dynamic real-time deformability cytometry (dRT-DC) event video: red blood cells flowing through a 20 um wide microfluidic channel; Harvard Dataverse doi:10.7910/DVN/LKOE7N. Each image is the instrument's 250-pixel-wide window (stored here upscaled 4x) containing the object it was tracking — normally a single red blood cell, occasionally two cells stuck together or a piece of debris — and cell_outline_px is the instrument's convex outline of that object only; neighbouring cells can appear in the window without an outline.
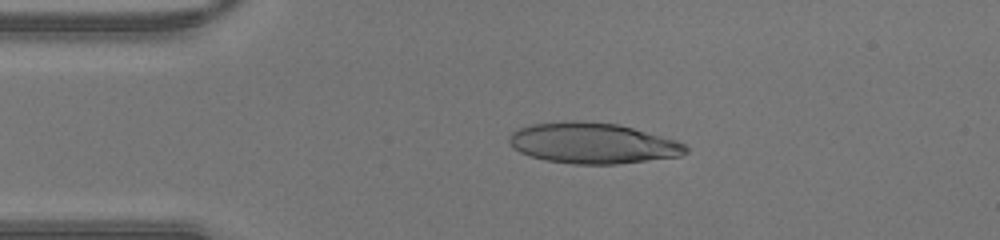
{"species": "human", "species_latin": "Homo sapiens", "temperature_condition": "warm", "stored_images_in_passage": 37, "camera_frame_rate_fps": 3000, "um_per_image_px": 0.085, "donor": {"sex": "male"}, "frame": {"image": 1, "passage_image": 2, "time_ms": 0.333, "image_size_px": [1000, 240], "cell_outline_px": [[688, 152], [680, 156], [616, 164], [572, 164], [544, 160], [520, 152], [512, 148], [508, 140], [508, 136], [512, 132], [520, 128], [532, 124], [564, 120], [580, 120], [616, 124], [632, 128], [676, 140], [684, 144], [688, 148]], "centroid_in_image_um": [50.34, 12.17], "position_along_channel_um": 34.7, "area_um2": 41.96}}
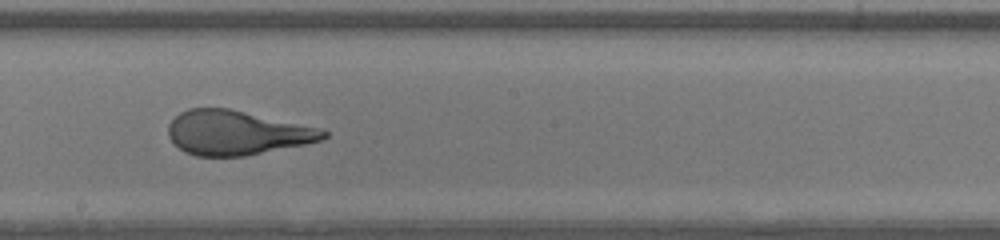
{"frame": {"image": 2, "passage_image": 17, "time_ms": 5.333, "image_size_px": [1000, 240], "cell_outline_px": [[328, 136], [324, 140], [244, 156], [196, 156], [184, 152], [168, 136], [168, 124], [180, 112], [188, 108], [228, 108], [320, 128], [328, 132]], "centroid_in_image_um": [20.11, 11.28], "position_along_channel_um": 228.1, "area_um2": 39.88}}
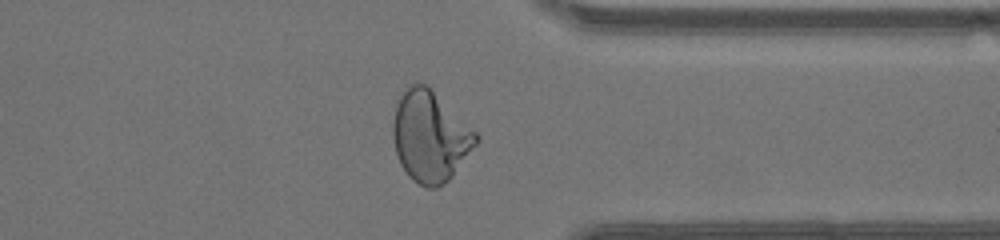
{"frame": {"image": 3, "passage_image": 27, "time_ms": 8.667, "image_size_px": [1000, 240], "cell_outline_px": [[480, 140], [452, 176], [444, 184], [436, 188], [428, 188], [412, 180], [408, 176], [400, 164], [396, 152], [392, 136], [392, 124], [396, 104], [400, 92], [408, 84], [416, 80], [424, 84], [476, 132], [480, 136]], "centroid_in_image_um": [36.52, 11.6], "position_along_channel_um": 374.9, "area_um2": 43.81}}